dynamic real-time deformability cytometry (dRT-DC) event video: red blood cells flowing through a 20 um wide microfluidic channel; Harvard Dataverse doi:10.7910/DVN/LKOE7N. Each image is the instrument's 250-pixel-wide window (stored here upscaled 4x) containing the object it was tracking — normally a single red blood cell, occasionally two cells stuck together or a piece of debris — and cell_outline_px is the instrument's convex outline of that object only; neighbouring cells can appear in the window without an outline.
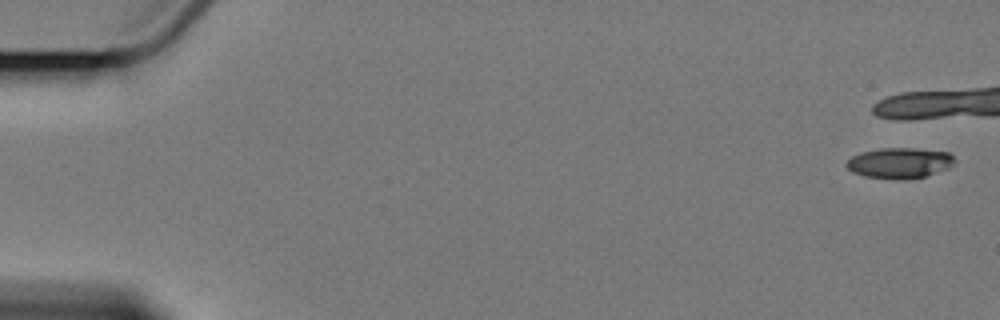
{"species": "Egyptian fruit bat (a non-hibernating species)", "species_latin": "Rousettus aegyptiacus", "temperature_condition": "cold", "stored_images_in_passage": 4, "camera_frame_rate_fps": 3000, "um_per_image_px": 0.085, "animal": {"sex": "female"}, "frame": {"image": 1, "passage_image": 1, "time_ms": 0.0, "image_size_px": [1000, 320], "cell_outline_px": [[956, 160], [948, 168], [924, 176], [896, 180], [892, 180], [864, 176], [852, 172], [844, 164], [852, 156], [860, 152], [880, 148], [912, 148], [948, 152]], "centroid_in_image_um": [76.41, 13.85], "position_along_channel_um": 8.6, "area_um2": 19.25}}